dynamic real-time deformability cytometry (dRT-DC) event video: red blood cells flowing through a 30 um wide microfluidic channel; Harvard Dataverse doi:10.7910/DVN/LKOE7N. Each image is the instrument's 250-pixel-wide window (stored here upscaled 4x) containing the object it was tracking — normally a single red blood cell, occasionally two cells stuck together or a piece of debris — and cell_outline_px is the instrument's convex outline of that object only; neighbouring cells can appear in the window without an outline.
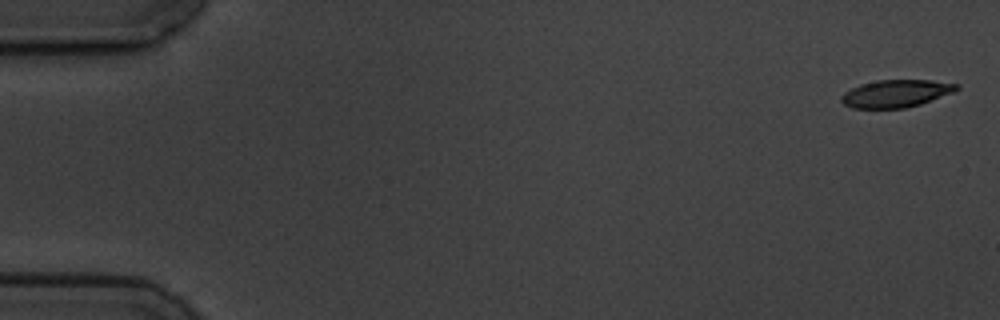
{"species": "common noctule bat (a hibernating species)", "species_latin": "Nyctalus noctula", "temperature_condition": "cold", "stored_images_in_passage": 5, "camera_frame_rate_fps": 3000, "um_per_image_px": 0.085, "animal": {"sex": "male", "body_mass_g": 19.5, "forearm_length_mm": 54.6}, "frame": {"image": 1, "passage_image": 1, "time_ms": 0.0, "image_size_px": [1000, 320], "cell_outline_px": [[960, 88], [952, 92], [920, 104], [904, 108], [852, 108], [844, 104], [840, 100], [840, 96], [844, 92], [860, 84], [876, 80], [932, 80], [960, 84]], "centroid_in_image_um": [76.13, 7.94], "position_along_channel_um": 8.9, "area_um2": 18.44}}
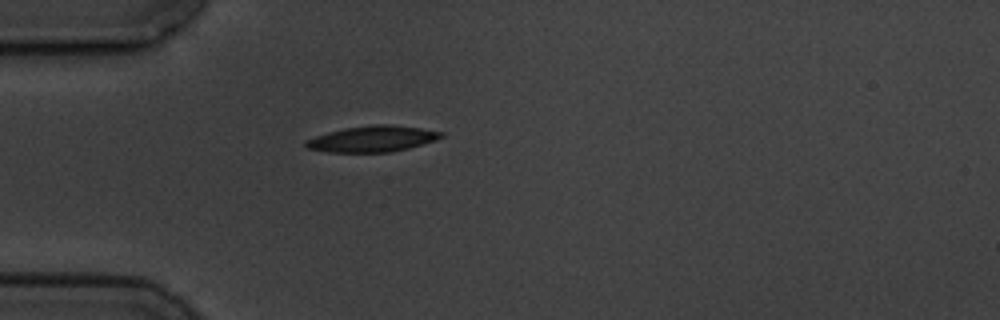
{"frame": {"image": 2, "passage_image": 5, "time_ms": 5.0, "image_size_px": [1000, 320], "cell_outline_px": [[444, 136], [436, 140], [408, 148], [388, 152], [328, 152], [308, 148], [304, 144], [304, 140], [328, 132], [344, 128], [372, 124], [388, 124], [420, 128], [444, 132]], "centroid_in_image_um": [31.65, 11.79], "position_along_channel_um": 53.3, "area_um2": 20.46}}